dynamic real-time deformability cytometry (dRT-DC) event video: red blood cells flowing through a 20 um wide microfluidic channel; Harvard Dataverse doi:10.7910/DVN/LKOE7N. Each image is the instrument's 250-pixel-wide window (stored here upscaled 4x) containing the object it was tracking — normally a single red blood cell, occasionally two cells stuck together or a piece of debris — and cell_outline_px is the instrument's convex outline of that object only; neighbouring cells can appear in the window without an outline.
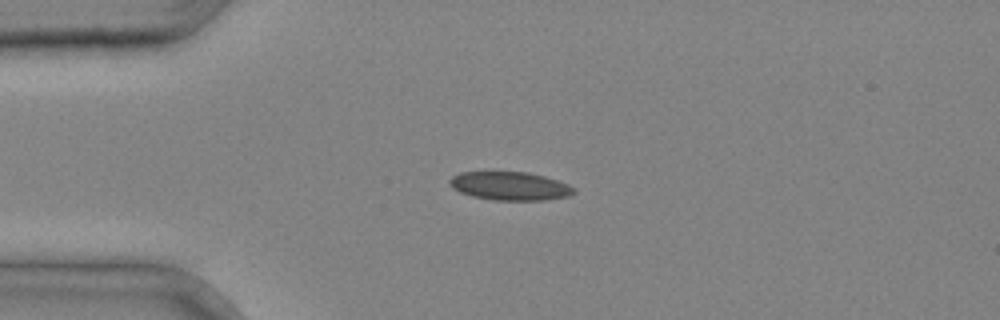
{"species": "common noctule bat (a hibernating species)", "species_latin": "Nyctalus noctula", "temperature_condition": "cold", "stored_images_in_passage": 4, "camera_frame_rate_fps": 3000, "um_per_image_px": 0.085, "animal": {"sex": "male", "body_mass_g": 20.4}, "frame": {"image": 1, "passage_image": 4, "time_ms": 1.0, "image_size_px": [1000, 320], "cell_outline_px": [[576, 192], [568, 196], [544, 200], [492, 200], [472, 196], [460, 192], [452, 188], [448, 184], [448, 180], [452, 176], [460, 172], [528, 172], [560, 180], [576, 188]], "centroid_in_image_um": [43.35, 15.81], "position_along_channel_um": 41.7, "area_um2": 20.81}}